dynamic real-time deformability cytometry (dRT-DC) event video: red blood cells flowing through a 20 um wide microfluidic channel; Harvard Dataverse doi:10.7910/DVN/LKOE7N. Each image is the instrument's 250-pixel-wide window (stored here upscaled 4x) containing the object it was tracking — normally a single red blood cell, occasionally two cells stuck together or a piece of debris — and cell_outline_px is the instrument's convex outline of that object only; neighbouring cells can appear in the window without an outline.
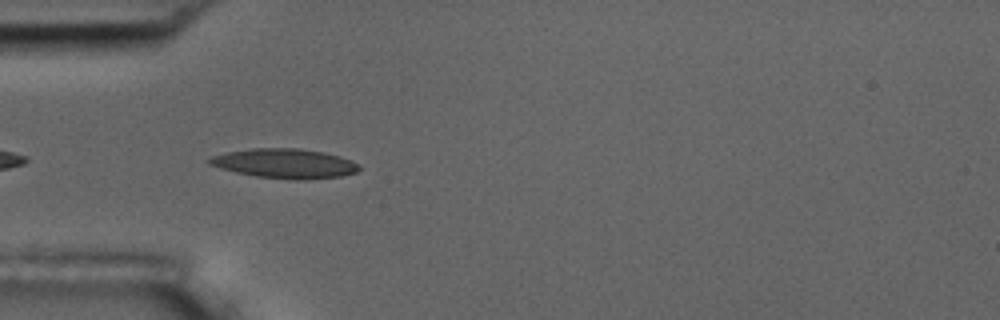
{"species": "common noctule bat (a hibernating species)", "species_latin": "Nyctalus noctula", "temperature_condition": "room temperature", "stored_images_in_passage": 6, "camera_frame_rate_fps": 3000, "um_per_image_px": 0.085, "animal": {"sex": "male", "body_mass_g": 17.5, "forearm_length_mm": 52.3}, "frame": {"image": 1, "passage_image": 3, "time_ms": 0.667, "image_size_px": [1000, 320], "cell_outline_px": [[360, 168], [356, 172], [340, 176], [304, 180], [300, 180], [256, 176], [236, 172], [220, 168], [208, 164], [204, 160], [212, 156], [228, 152], [252, 148], [296, 148], [324, 152], [340, 156], [352, 160], [360, 164]], "centroid_in_image_um": [24.2, 13.89], "position_along_channel_um": 60.8, "area_um2": 25.78}}